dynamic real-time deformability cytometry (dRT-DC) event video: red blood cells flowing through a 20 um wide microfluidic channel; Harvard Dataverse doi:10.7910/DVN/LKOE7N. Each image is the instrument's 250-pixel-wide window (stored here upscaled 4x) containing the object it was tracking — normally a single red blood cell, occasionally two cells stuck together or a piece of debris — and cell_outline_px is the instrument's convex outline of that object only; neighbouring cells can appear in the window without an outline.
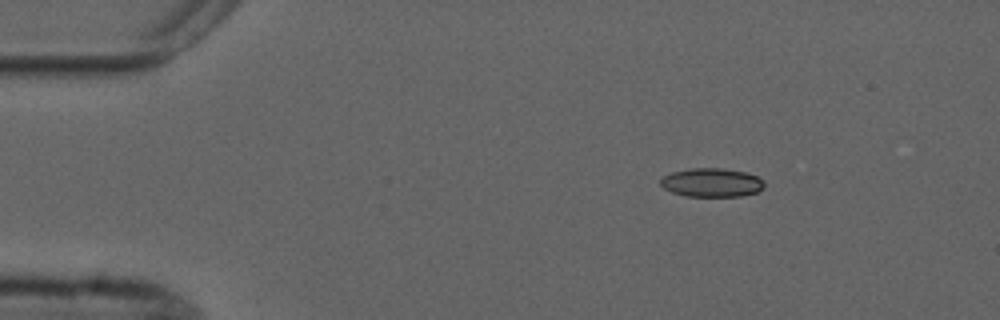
{"species": "common noctule bat (a hibernating species)", "species_latin": "Nyctalus noctula", "temperature_condition": "cold", "stored_images_in_passage": 3, "camera_frame_rate_fps": 3000, "um_per_image_px": 0.085, "animal": {"sex": "male", "forearm_length_mm": 52.5}, "frame": {"image": 1, "passage_image": 1, "time_ms": 0.0, "image_size_px": [1000, 320], "cell_outline_px": [[764, 188], [756, 192], [740, 196], [684, 196], [672, 192], [664, 188], [660, 184], [660, 180], [664, 176], [672, 172], [688, 168], [720, 168], [744, 172], [756, 176], [764, 180]], "centroid_in_image_um": [60.48, 15.52], "position_along_channel_um": 24.5, "area_um2": 17.34}}
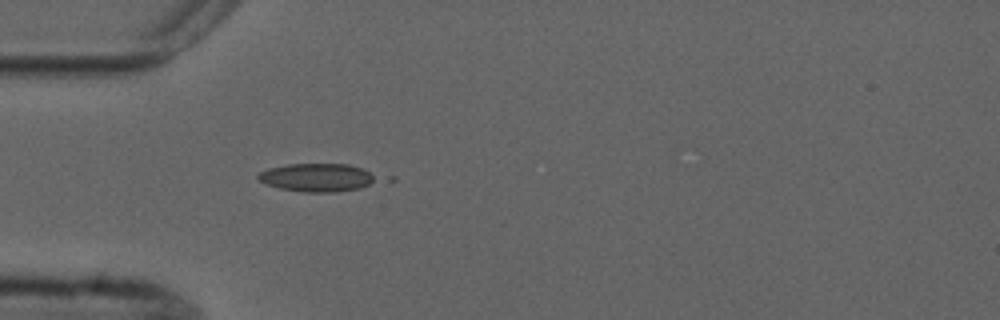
{"frame": {"image": 2, "passage_image": 3, "time_ms": 2.667, "image_size_px": [1000, 320], "cell_outline_px": [[376, 180], [360, 188], [336, 192], [304, 192], [280, 188], [268, 184], [260, 180], [256, 176], [260, 172], [268, 168], [288, 164], [348, 164], [364, 168], [376, 176]], "centroid_in_image_um": [26.96, 15.08], "position_along_channel_um": 58.0, "area_um2": 19.31}}